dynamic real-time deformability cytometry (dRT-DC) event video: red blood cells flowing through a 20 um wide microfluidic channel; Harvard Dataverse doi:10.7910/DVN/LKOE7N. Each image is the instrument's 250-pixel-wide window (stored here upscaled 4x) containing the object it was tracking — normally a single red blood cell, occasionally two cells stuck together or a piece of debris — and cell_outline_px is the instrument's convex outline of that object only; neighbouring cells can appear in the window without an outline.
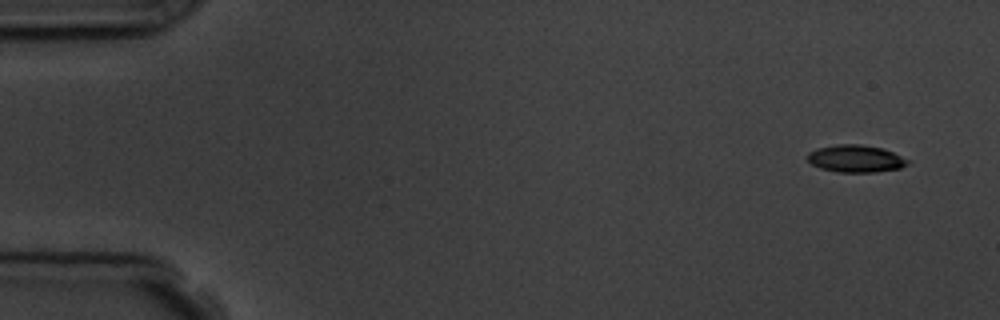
{"species": "common noctule bat (a hibernating species)", "species_latin": "Nyctalus noctula", "temperature_condition": "room temperature", "stored_images_in_passage": 6, "segment_of_instrument_passage": [2, 2], "camera_frame_rate_fps": 3000, "um_per_image_px": 0.085, "animal": {"sex": "male", "body_mass_g": 19.5, "forearm_length_mm": 54.6}, "frame": {"image": 1, "passage_image": 6, "time_ms": 7.0, "image_size_px": [1000, 320], "cell_outline_px": [[908, 164], [900, 168], [876, 172], [836, 172], [820, 168], [812, 164], [808, 160], [808, 152], [816, 148], [836, 144], [860, 144], [880, 148], [892, 152], [908, 160]], "centroid_in_image_um": [72.69, 13.48], "position_along_channel_um": 12.3, "area_um2": 15.84}}